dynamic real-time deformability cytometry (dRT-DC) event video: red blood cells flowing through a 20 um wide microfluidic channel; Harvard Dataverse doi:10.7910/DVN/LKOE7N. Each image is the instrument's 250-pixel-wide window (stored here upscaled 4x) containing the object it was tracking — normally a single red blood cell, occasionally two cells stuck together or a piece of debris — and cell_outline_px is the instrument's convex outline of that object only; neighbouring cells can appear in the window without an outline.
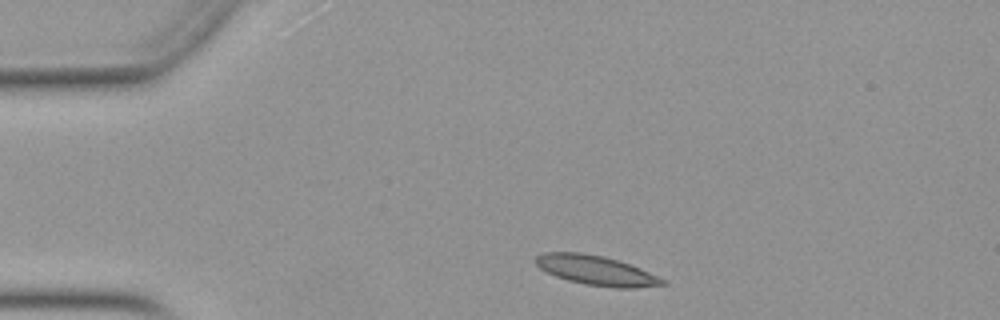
{"species": "Egyptian fruit bat (a non-hibernating species)", "species_latin": "Rousettus aegyptiacus", "temperature_condition": "warm", "stored_images_in_passage": 37, "camera_frame_rate_fps": 3000, "um_per_image_px": 0.085, "animal": {"sex": "female"}, "frame": {"image": 1, "passage_image": 3, "time_ms": 0.667, "image_size_px": [1000, 320], "cell_outline_px": [[668, 284], [636, 288], [616, 288], [584, 284], [568, 280], [556, 276], [540, 268], [536, 264], [536, 256], [544, 252], [580, 252], [604, 256], [640, 268], [664, 280]], "centroid_in_image_um": [50.66, 22.98], "position_along_channel_um": 34.3, "area_um2": 21.62}}
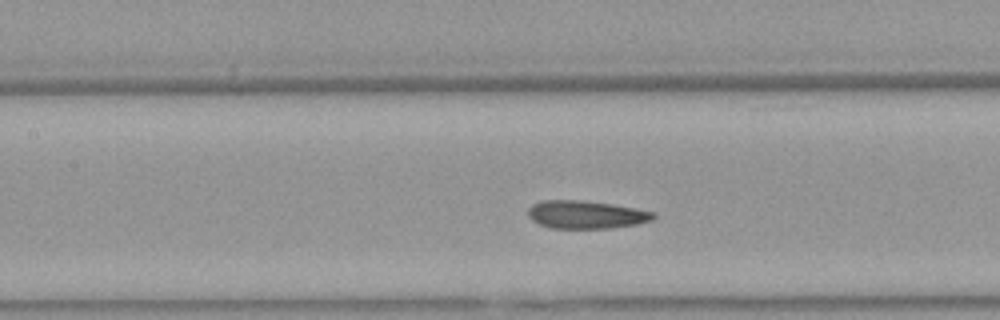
{"frame": {"image": 2, "passage_image": 16, "time_ms": 5.0, "image_size_px": [1000, 320], "cell_outline_px": [[656, 216], [652, 220], [636, 224], [612, 228], [548, 228], [532, 220], [528, 216], [528, 208], [532, 204], [544, 200], [584, 200], [612, 204], [636, 208], [656, 212]], "centroid_in_image_um": [49.82, 18.24], "position_along_channel_um": 157.6, "area_um2": 20.58}}
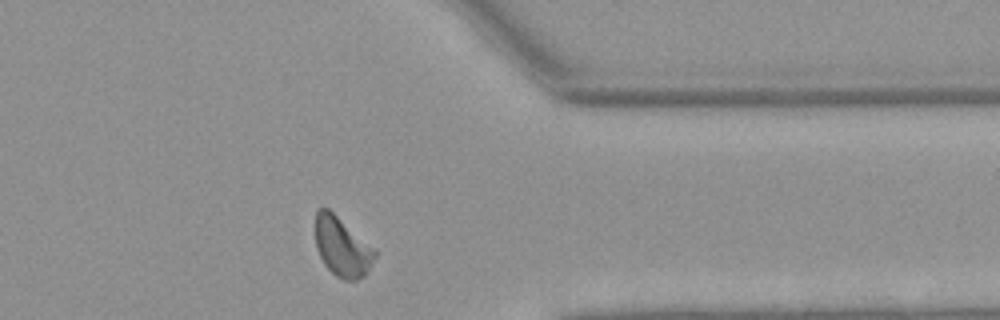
{"frame": {"image": 3, "passage_image": 34, "time_ms": 11.0, "image_size_px": [1000, 320], "cell_outline_px": [[376, 256], [372, 264], [364, 276], [356, 280], [344, 280], [336, 276], [324, 264], [316, 248], [316, 212], [320, 208], [328, 208], [376, 248]], "centroid_in_image_um": [29.1, 20.99], "position_along_channel_um": 382.3, "area_um2": 20.58}, "authors_computed_cell_mechanics": {"area_um2": 20.7502, "velocity_mm_per_s": 3.9228, "shape_relaxation_time_tau1_ms": null, "shape_relaxation_time_tau2_ms": 1.9678, "deformation_change_tau1": null, "deformation_change_tau2": 0.0781}}